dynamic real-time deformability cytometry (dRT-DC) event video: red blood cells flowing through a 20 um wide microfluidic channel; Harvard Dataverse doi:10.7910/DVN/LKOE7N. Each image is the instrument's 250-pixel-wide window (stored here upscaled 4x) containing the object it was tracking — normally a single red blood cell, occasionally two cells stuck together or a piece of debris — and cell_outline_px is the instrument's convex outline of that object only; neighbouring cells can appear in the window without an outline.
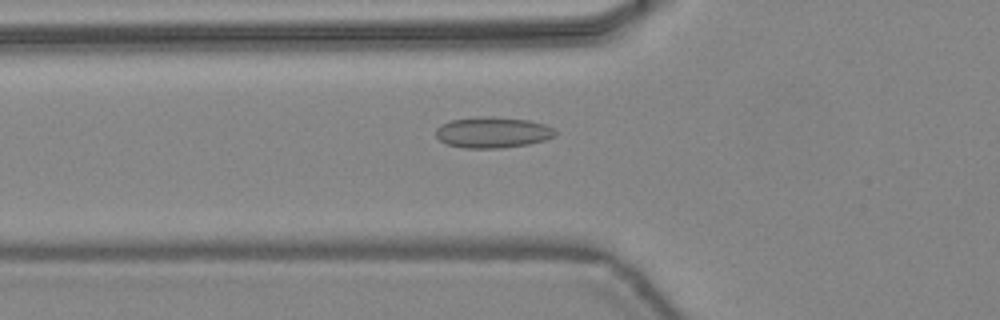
{"species": "common noctule bat (a hibernating species)", "species_latin": "Nyctalus noctula", "temperature_condition": "warm", "stored_images_in_passage": 46, "camera_frame_rate_fps": 3000, "um_per_image_px": 0.085, "animal": {"sex": "female", "body_mass_g": 24.6, "forearm_length_mm": 56.2}, "frame": {"image": 1, "passage_image": 17, "time_ms": 5.333, "image_size_px": [1000, 320], "cell_outline_px": [[556, 136], [544, 140], [528, 144], [500, 148], [464, 148], [448, 144], [440, 140], [436, 136], [436, 128], [440, 124], [452, 120], [480, 116], [488, 116], [528, 120], [544, 124], [552, 128], [556, 132]], "centroid_in_image_um": [41.86, 11.25], "position_along_channel_um": 83.9, "area_um2": 21.44}}
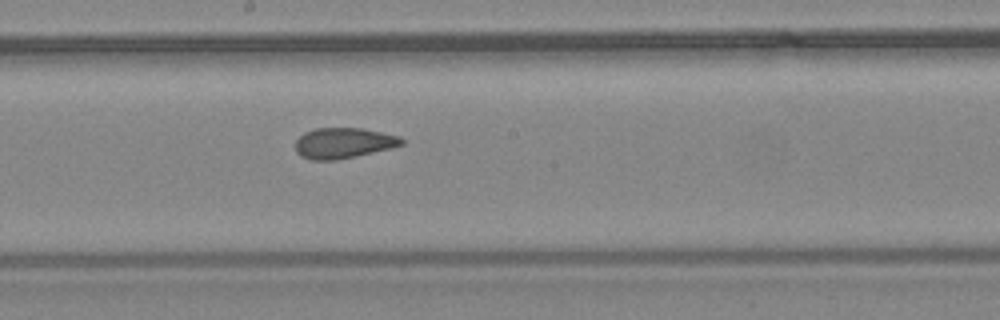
{"frame": {"image": 2, "passage_image": 26, "time_ms": 8.333, "image_size_px": [1000, 320], "cell_outline_px": [[404, 144], [392, 148], [356, 156], [336, 160], [312, 160], [300, 156], [296, 152], [296, 140], [304, 132], [316, 128], [364, 128], [400, 136], [404, 140]], "centroid_in_image_um": [29.21, 12.15], "position_along_channel_um": 219.0, "area_um2": 19.07}}
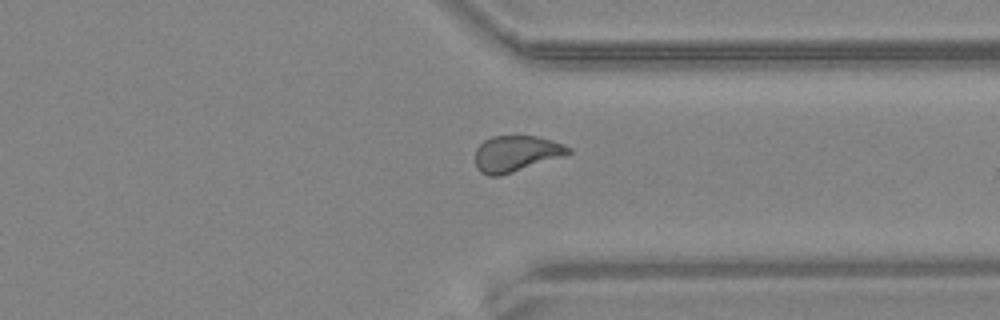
{"frame": {"image": 3, "passage_image": 36, "time_ms": 11.667, "image_size_px": [1000, 320], "cell_outline_px": [[572, 152], [564, 156], [500, 176], [488, 176], [480, 172], [476, 168], [476, 148], [484, 140], [492, 136], [536, 136], [552, 140], [564, 144], [572, 148]], "centroid_in_image_um": [43.88, 13.06], "position_along_channel_um": 367.5, "area_um2": 19.65}, "authors_computed_cell_mechanics": {"area_um2": 19.652, "velocity_mm_per_s": 4.4727, "shape_relaxation_time_tau1_ms": null, "shape_relaxation_time_tau2_ms": 1.0127, "deformation_change_tau1": null, "deformation_change_tau2": 0.0683}}